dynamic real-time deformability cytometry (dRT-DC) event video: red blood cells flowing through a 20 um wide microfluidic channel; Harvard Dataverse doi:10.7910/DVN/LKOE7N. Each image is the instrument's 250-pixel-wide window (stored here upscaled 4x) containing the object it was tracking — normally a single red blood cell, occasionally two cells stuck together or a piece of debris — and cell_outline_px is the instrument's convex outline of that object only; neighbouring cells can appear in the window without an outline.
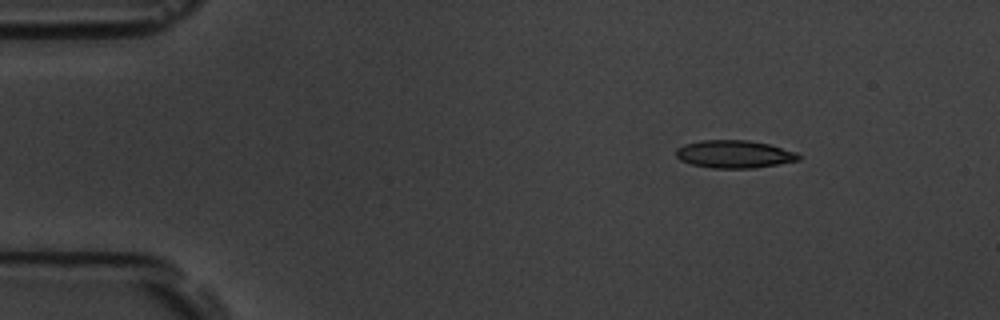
{"species": "common noctule bat (a hibernating species)", "species_latin": "Nyctalus noctula", "temperature_condition": "room temperature", "stored_images_in_passage": 9, "camera_frame_rate_fps": 3000, "um_per_image_px": 0.085, "animal": {"sex": "male", "body_mass_g": 19.5, "forearm_length_mm": 54.6}, "frame": {"image": 1, "passage_image": 2, "time_ms": 0.333, "image_size_px": [1000, 320], "cell_outline_px": [[800, 160], [752, 168], [712, 168], [692, 164], [680, 160], [676, 156], [676, 148], [684, 144], [700, 140], [748, 140], [768, 144], [796, 152], [800, 156]], "centroid_in_image_um": [62.38, 13.1], "position_along_channel_um": 22.6, "area_um2": 19.71}}
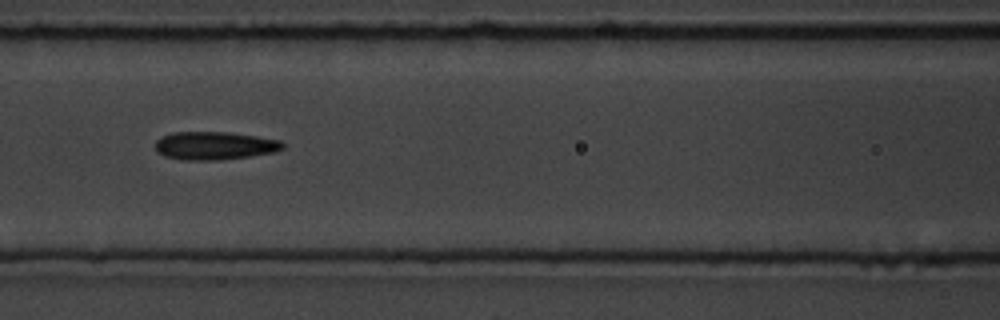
{"frame": {"image": 2, "passage_image": 7, "time_ms": 2.0, "image_size_px": [1000, 320], "cell_outline_px": [[284, 148], [272, 152], [248, 156], [220, 160], [180, 160], [164, 156], [156, 152], [156, 140], [160, 136], [172, 132], [228, 132], [256, 136], [280, 140], [284, 144]], "centroid_in_image_um": [18.18, 12.38], "position_along_channel_um": 148.4, "area_um2": 20.92}}
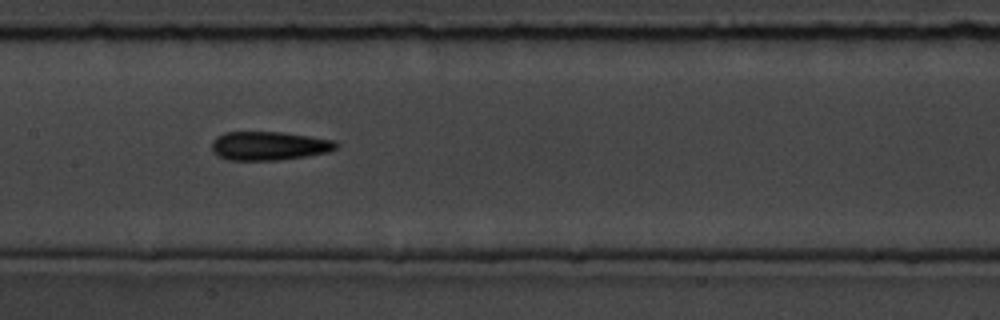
{"frame": {"image": 3, "passage_image": 8, "time_ms": 2.333, "image_size_px": [1000, 320], "cell_outline_px": [[340, 144], [332, 152], [280, 160], [228, 160], [216, 156], [212, 152], [212, 140], [216, 136], [224, 132], [280, 132], [336, 140]], "centroid_in_image_um": [22.87, 12.4], "position_along_channel_um": 184.5, "area_um2": 21.15}}